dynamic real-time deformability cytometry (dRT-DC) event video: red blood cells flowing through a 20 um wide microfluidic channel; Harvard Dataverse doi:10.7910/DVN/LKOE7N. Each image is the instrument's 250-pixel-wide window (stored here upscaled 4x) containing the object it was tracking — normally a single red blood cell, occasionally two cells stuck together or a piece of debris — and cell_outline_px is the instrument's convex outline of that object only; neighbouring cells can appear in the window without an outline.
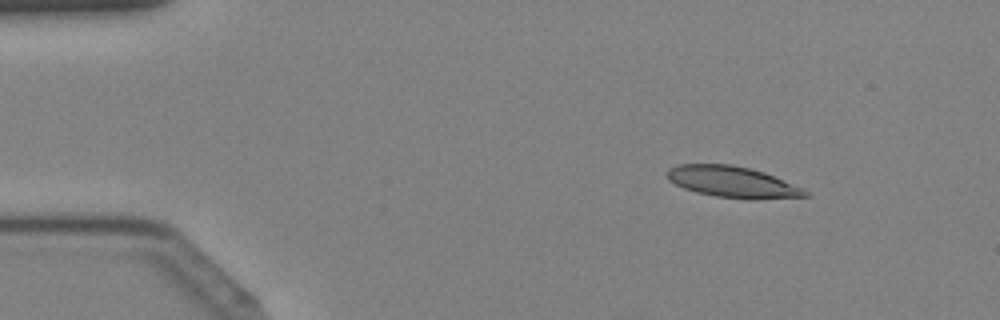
{"species": "Egyptian fruit bat (a non-hibernating species)", "species_latin": "Rousettus aegyptiacus", "temperature_condition": "cold", "stored_images_in_passage": 43, "camera_frame_rate_fps": 3000, "um_per_image_px": 0.085, "animal": {"sex": "female"}, "frame": {"image": 1, "passage_image": 6, "time_ms": 1.667, "image_size_px": [1000, 320], "cell_outline_px": [[812, 196], [756, 200], [752, 200], [716, 196], [696, 192], [684, 188], [668, 180], [664, 172], [668, 168], [680, 164], [732, 164], [764, 172], [804, 188]], "centroid_in_image_um": [62.28, 15.47], "position_along_channel_um": 22.7, "area_um2": 25.37}}
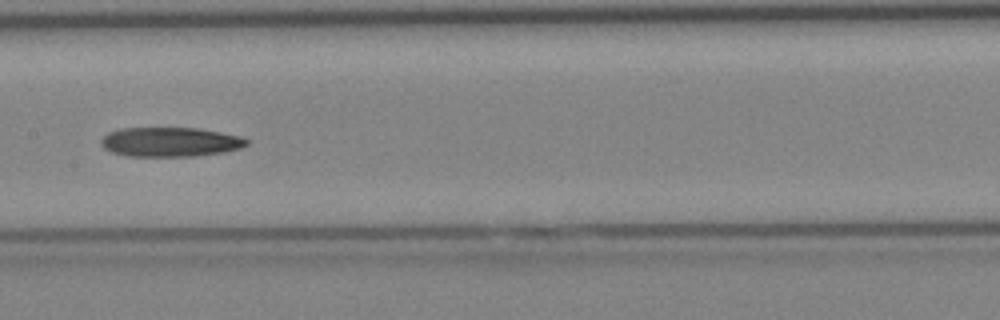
{"frame": {"image": 2, "passage_image": 22, "time_ms": 7.0, "image_size_px": [1000, 320], "cell_outline_px": [[248, 144], [240, 148], [224, 152], [196, 156], [128, 156], [112, 152], [104, 148], [100, 144], [100, 140], [108, 132], [120, 128], [196, 128], [220, 132], [240, 136], [248, 140]], "centroid_in_image_um": [14.45, 12.07], "position_along_channel_um": 193.0, "area_um2": 24.97}}
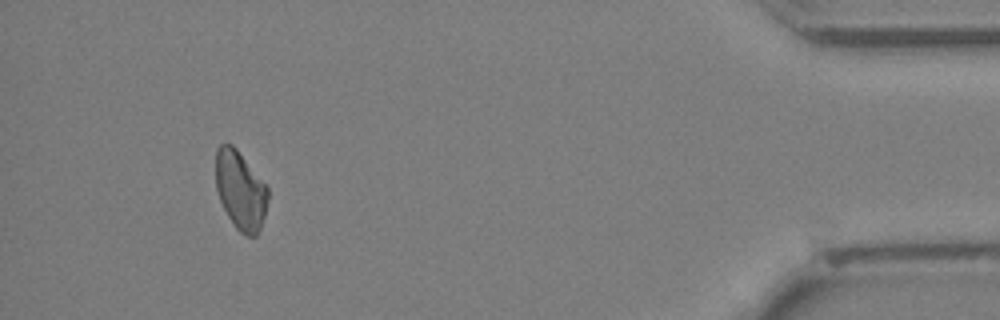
{"frame": {"image": 3, "passage_image": 40, "time_ms": 13.0, "image_size_px": [1000, 320], "cell_outline_px": [[268, 200], [264, 216], [260, 228], [256, 236], [244, 236], [236, 228], [228, 216], [220, 200], [216, 188], [216, 148], [220, 144], [232, 144], [236, 148], [268, 188]], "centroid_in_image_um": [20.43, 16.18], "position_along_channel_um": 414.8, "area_um2": 23.7}}